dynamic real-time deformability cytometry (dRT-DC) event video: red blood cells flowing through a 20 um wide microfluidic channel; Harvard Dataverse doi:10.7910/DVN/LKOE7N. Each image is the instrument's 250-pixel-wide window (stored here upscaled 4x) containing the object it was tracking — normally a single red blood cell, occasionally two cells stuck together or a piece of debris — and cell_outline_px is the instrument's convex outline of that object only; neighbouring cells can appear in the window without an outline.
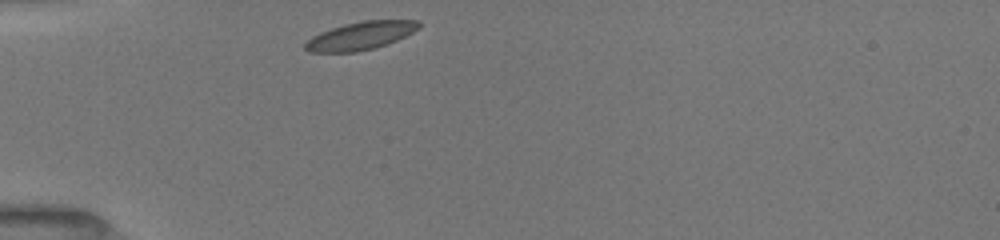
{"species": "common noctule bat (a hibernating species)", "species_latin": "Nyctalus noctula", "temperature_condition": "room temperature", "stored_images_in_passage": 32, "camera_frame_rate_fps": 3000, "um_per_image_px": 0.085, "animal": {"sex": "female", "body_mass_g": 19.5, "forearm_length_mm": 54.1}, "frame": {"image": 1, "passage_image": 1, "time_ms": 0.0, "image_size_px": [1000, 240], "cell_outline_px": [[420, 28], [396, 40], [372, 48], [356, 52], [308, 52], [304, 48], [304, 44], [312, 36], [320, 32], [344, 24], [364, 20], [420, 20]], "centroid_in_image_um": [30.63, 3.03], "position_along_channel_um": 54.4, "area_um2": 18.38}}
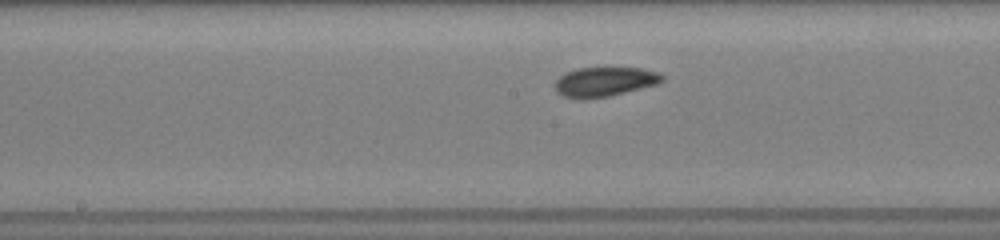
{"frame": {"image": 2, "passage_image": 13, "time_ms": 4.0, "image_size_px": [1000, 240], "cell_outline_px": [[664, 80], [656, 84], [608, 96], [584, 100], [580, 100], [564, 96], [556, 92], [556, 80], [564, 72], [576, 68], [640, 68], [656, 72], [664, 76]], "centroid_in_image_um": [51.34, 6.95], "position_along_channel_um": 196.9, "area_um2": 18.32}}
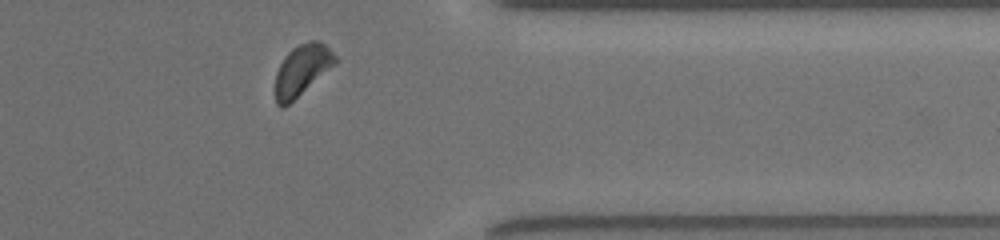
{"frame": {"image": 3, "passage_image": 28, "time_ms": 9.0, "image_size_px": [1000, 240], "cell_outline_px": [[336, 64], [284, 108], [280, 108], [276, 104], [276, 72], [284, 56], [292, 48], [308, 40], [320, 40], [336, 56]], "centroid_in_image_um": [25.66, 5.95], "position_along_channel_um": 385.7, "area_um2": 17.69}, "authors_computed_cell_mechanics": {"area_um2": 18.3804, "velocity_mm_per_s": 3.9368, "shape_relaxation_time_tau1_ms": 1.8699, "shape_relaxation_time_tau2_ms": 1.6088, "deformation_change_tau1": 0.0879, "deformation_change_tau2": 0.0648}}